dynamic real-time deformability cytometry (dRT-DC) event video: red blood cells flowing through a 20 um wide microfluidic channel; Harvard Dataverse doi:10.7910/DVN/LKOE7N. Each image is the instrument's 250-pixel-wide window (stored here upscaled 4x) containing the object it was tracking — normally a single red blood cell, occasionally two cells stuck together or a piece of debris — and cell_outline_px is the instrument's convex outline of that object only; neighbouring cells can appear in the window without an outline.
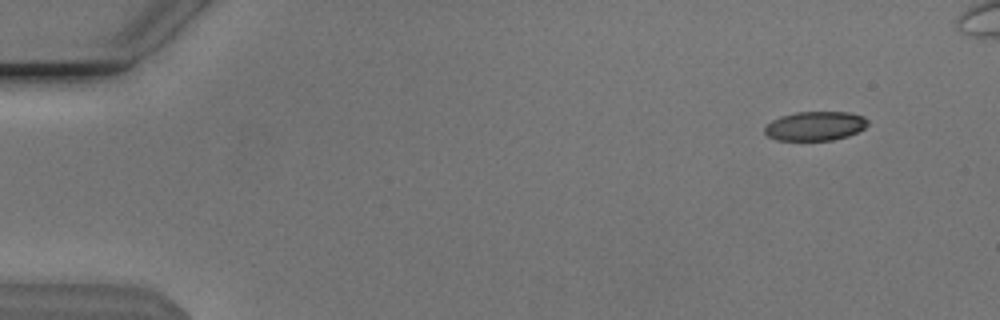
{"species": "Egyptian fruit bat (a non-hibernating species)", "species_latin": "Rousettus aegyptiacus", "temperature_condition": "cold", "stored_images_in_passage": 4, "camera_frame_rate_fps": 3000, "um_per_image_px": 0.085, "animal": {"sex": "male"}, "frame": {"image": 1, "passage_image": 1, "time_ms": 0.0, "image_size_px": [1000, 320], "cell_outline_px": [[868, 124], [864, 128], [848, 136], [832, 140], [776, 140], [768, 136], [764, 132], [764, 128], [772, 120], [780, 116], [796, 112], [848, 112], [864, 116], [868, 120]], "centroid_in_image_um": [69.29, 10.7], "position_along_channel_um": 15.7, "area_um2": 17.51}}